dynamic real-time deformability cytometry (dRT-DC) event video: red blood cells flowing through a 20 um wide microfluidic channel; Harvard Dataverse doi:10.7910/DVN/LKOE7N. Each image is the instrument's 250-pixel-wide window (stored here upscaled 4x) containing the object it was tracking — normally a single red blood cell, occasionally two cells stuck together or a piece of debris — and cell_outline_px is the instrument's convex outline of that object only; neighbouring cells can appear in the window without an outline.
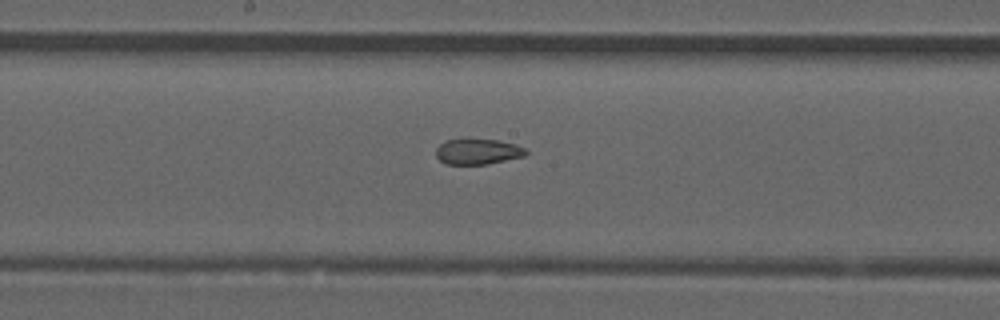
{"species": "common noctule bat (a hibernating species)", "species_latin": "Nyctalus noctula", "temperature_condition": "room temperature", "stored_images_in_passage": 47, "segment_of_instrument_passage": [2, 2], "camera_frame_rate_fps": 3000, "um_per_image_px": 0.085, "animal": {"sex": "male", "forearm_length_mm": 52.5}, "frame": {"image": 1, "passage_image": 28, "time_ms": 9.0, "image_size_px": [1000, 320], "cell_outline_px": [[528, 152], [524, 156], [488, 164], [448, 164], [440, 160], [436, 156], [436, 148], [444, 140], [496, 140], [516, 144], [524, 148]], "centroid_in_image_um": [40.61, 12.89], "position_along_channel_um": 207.6, "area_um2": 13.18}}
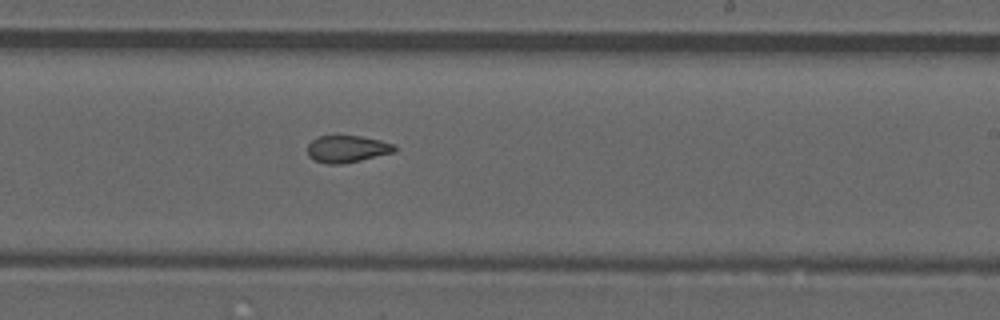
{"frame": {"image": 2, "passage_image": 32, "time_ms": 10.333, "image_size_px": [1000, 320], "cell_outline_px": [[396, 152], [360, 160], [340, 164], [328, 164], [312, 160], [308, 156], [308, 144], [312, 140], [320, 136], [360, 136], [380, 140], [392, 144], [396, 148]], "centroid_in_image_um": [29.48, 12.67], "position_along_channel_um": 259.5, "area_um2": 13.64}}
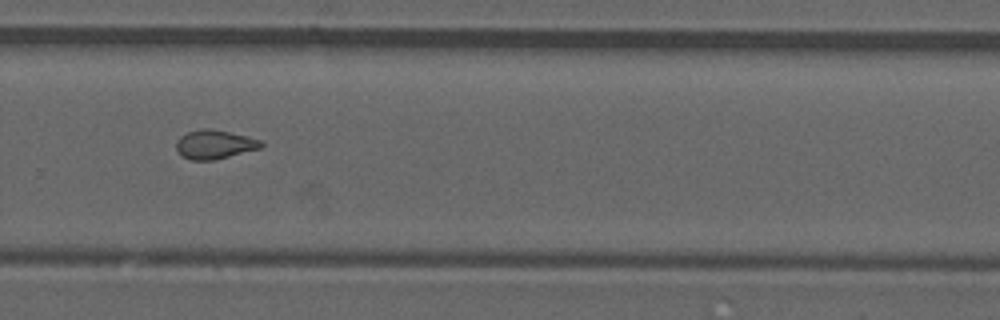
{"frame": {"image": 3, "passage_image": 36, "time_ms": 11.667, "image_size_px": [1000, 320], "cell_outline_px": [[264, 144], [260, 148], [212, 160], [192, 160], [180, 156], [176, 152], [176, 140], [180, 136], [188, 132], [204, 128], [208, 128], [228, 132], [260, 140]], "centroid_in_image_um": [18.16, 12.28], "position_along_channel_um": 311.6, "area_um2": 14.1}}